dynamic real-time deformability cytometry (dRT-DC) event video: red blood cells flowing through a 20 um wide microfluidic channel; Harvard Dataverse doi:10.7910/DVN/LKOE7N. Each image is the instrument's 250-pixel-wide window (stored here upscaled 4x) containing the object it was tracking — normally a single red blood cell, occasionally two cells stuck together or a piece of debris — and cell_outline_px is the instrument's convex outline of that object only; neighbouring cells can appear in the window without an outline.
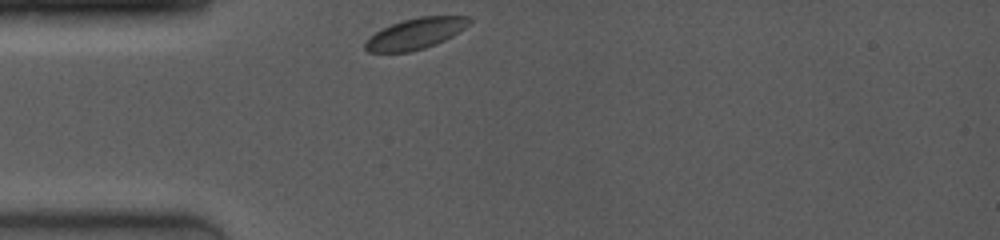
{"species": "common noctule bat (a hibernating species)", "species_latin": "Nyctalus noctula", "temperature_condition": "room temperature", "stored_images_in_passage": 8, "camera_frame_rate_fps": 4000, "um_per_image_px": 0.085, "animal": {"sex": "female", "body_mass_g": 19.0, "forearm_length_mm": 53.3}, "frame": {"image": 1, "passage_image": 1, "time_ms": 0.0, "image_size_px": [1000, 240], "cell_outline_px": [[472, 20], [464, 28], [452, 36], [436, 44], [424, 48], [408, 52], [368, 52], [364, 48], [364, 40], [376, 32], [392, 24], [404, 20], [420, 16], [472, 16]], "centroid_in_image_um": [35.32, 2.86], "position_along_channel_um": 49.7, "area_um2": 18.67}}
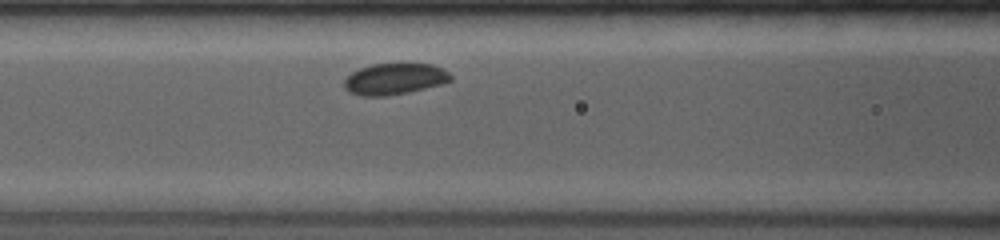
{"frame": {"image": 2, "passage_image": 5, "time_ms": 2.5, "image_size_px": [1000, 240], "cell_outline_px": [[452, 80], [440, 84], [408, 92], [388, 96], [360, 96], [348, 92], [344, 88], [344, 80], [352, 72], [360, 68], [372, 64], [404, 60], [408, 60], [432, 64], [448, 72], [452, 76]], "centroid_in_image_um": [33.53, 6.66], "position_along_channel_um": 133.1, "area_um2": 20.23}}
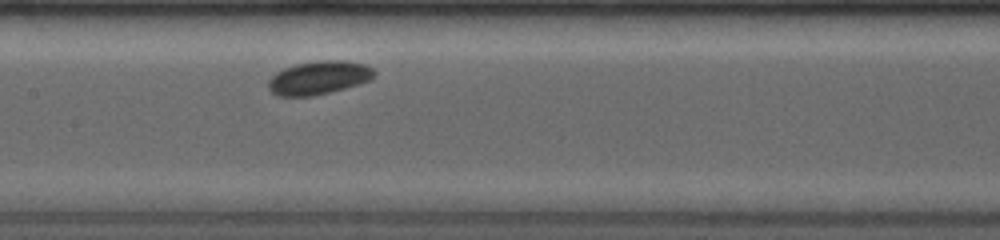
{"frame": {"image": 3, "passage_image": 7, "time_ms": 3.75, "image_size_px": [1000, 240], "cell_outline_px": [[376, 76], [372, 80], [360, 84], [312, 96], [276, 96], [268, 88], [268, 80], [276, 72], [284, 68], [296, 64], [316, 60], [348, 60], [368, 64], [376, 72]], "centroid_in_image_um": [27.14, 6.59], "position_along_channel_um": 180.3, "area_um2": 20.98}}